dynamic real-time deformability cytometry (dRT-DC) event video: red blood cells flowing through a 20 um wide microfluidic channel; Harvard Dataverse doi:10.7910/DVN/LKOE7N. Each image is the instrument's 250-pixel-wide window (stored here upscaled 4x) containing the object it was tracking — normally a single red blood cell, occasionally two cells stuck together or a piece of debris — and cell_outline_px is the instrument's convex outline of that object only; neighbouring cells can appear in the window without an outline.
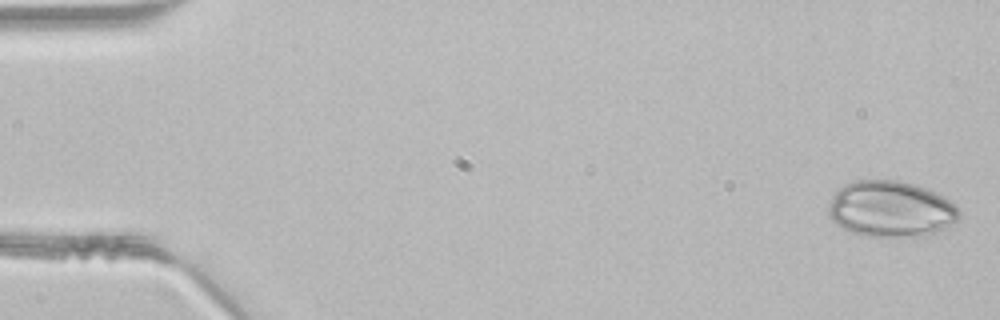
{"species": "common noctule bat (a hibernating species)", "species_latin": "Nyctalus noctula", "temperature_condition": "room temperature", "stored_images_in_passage": 46, "camera_frame_rate_fps": 3000, "um_per_image_px": 0.085, "animal": {"sex": "male", "body_mass_g": 21.5, "forearm_length_mm": 52.0}, "frame": {"image": 1, "passage_image": 1, "time_ms": 0.0, "image_size_px": [1000, 320], "cell_outline_px": [[960, 216], [956, 224], [924, 236], [860, 236], [836, 224], [828, 216], [828, 204], [832, 196], [844, 184], [856, 180], [896, 180], [912, 184], [936, 192], [944, 196], [960, 212]], "centroid_in_image_um": [75.7, 17.77], "position_along_channel_um": 9.3, "area_um2": 42.77}}
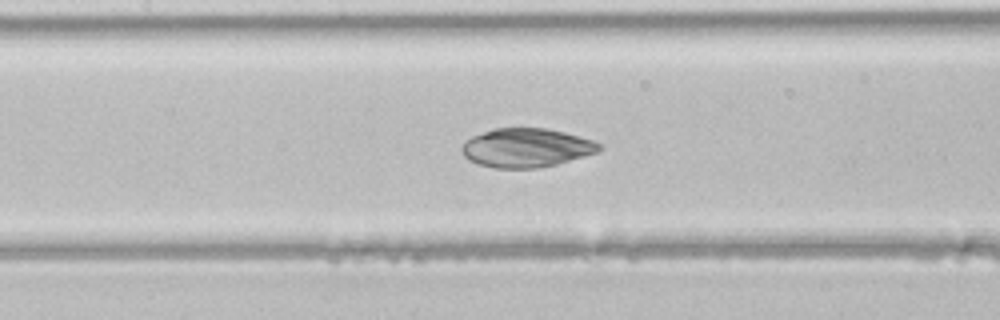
{"frame": {"image": 2, "passage_image": 21, "time_ms": 6.667, "image_size_px": [1000, 320], "cell_outline_px": [[604, 148], [596, 152], [584, 156], [556, 164], [536, 168], [496, 168], [480, 164], [468, 160], [464, 156], [460, 148], [472, 136], [496, 128], [548, 128], [564, 132], [592, 140], [600, 144]], "centroid_in_image_um": [44.74, 12.56], "position_along_channel_um": 162.7, "area_um2": 30.87}}
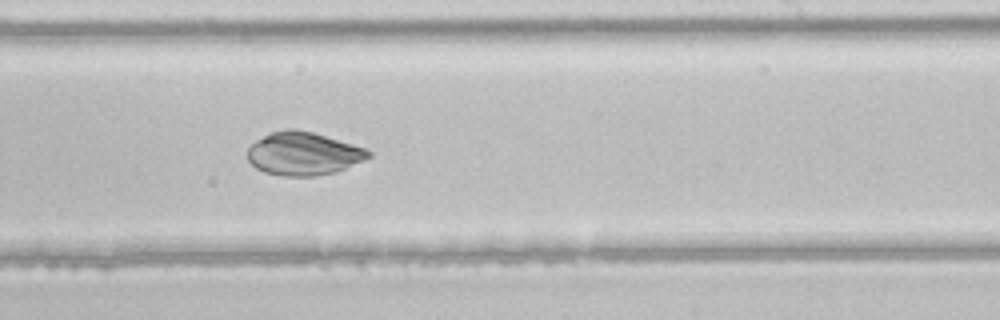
{"frame": {"image": 3, "passage_image": 28, "time_ms": 9.0, "image_size_px": [1000, 320], "cell_outline_px": [[372, 156], [364, 160], [336, 172], [316, 176], [284, 176], [264, 172], [256, 168], [248, 160], [248, 148], [256, 140], [272, 132], [284, 128], [296, 128], [312, 132], [352, 144], [364, 148], [372, 152]], "centroid_in_image_um": [25.78, 13.06], "position_along_channel_um": 263.2, "area_um2": 30.35}}